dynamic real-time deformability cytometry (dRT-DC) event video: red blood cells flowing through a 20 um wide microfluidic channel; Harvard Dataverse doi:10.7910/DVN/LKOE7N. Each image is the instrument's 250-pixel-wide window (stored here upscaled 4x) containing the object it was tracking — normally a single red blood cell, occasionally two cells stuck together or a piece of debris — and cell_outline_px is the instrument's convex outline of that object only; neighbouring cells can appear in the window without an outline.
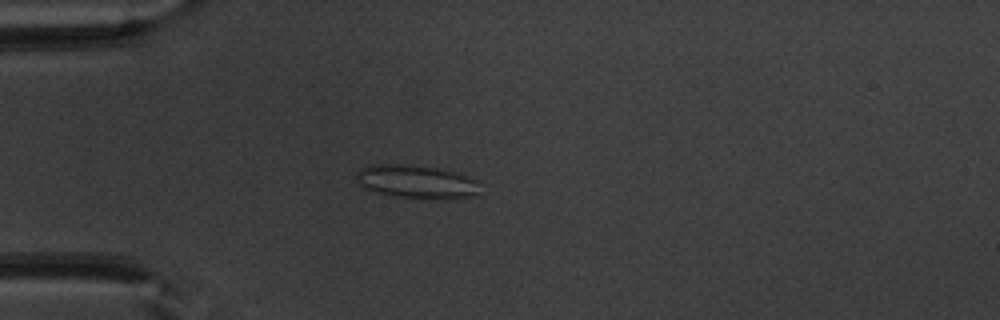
{"species": "common noctule bat (a hibernating species)", "species_latin": "Nyctalus noctula", "temperature_condition": "warm", "stored_images_in_passage": 52, "camera_frame_rate_fps": 3000, "um_per_image_px": 0.085, "animal": {"sex": "male", "body_mass_g": 20.1, "forearm_length_mm": 53.5}, "frame": {"image": 1, "passage_image": 15, "time_ms": 4.667, "image_size_px": [1000, 320], "cell_outline_px": [[480, 180], [476, 196], [448, 200], [436, 200], [396, 196], [376, 192], [360, 184], [356, 180], [356, 172], [360, 168], [368, 164], [412, 164], [436, 168], [452, 172]], "centroid_in_image_um": [35.42, 15.45], "position_along_channel_um": 49.6, "area_um2": 24.39}}
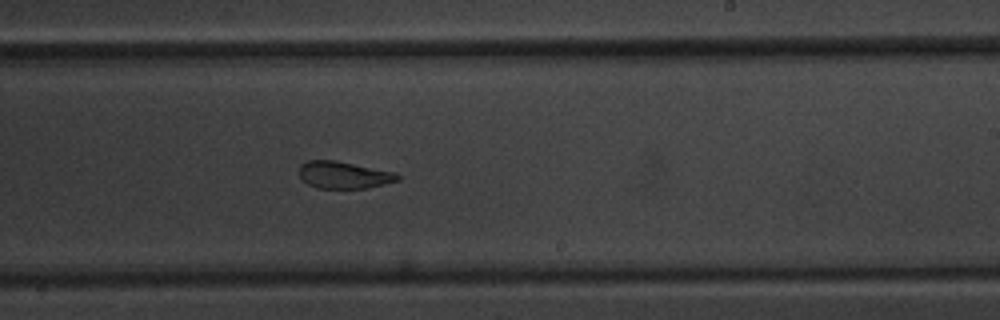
{"frame": {"image": 2, "passage_image": 32, "time_ms": 10.333, "image_size_px": [1000, 320], "cell_outline_px": [[400, 180], [368, 188], [316, 188], [308, 184], [300, 176], [300, 164], [308, 160], [336, 160], [396, 172], [400, 176]], "centroid_in_image_um": [29.25, 14.87], "position_along_channel_um": 259.8, "area_um2": 15.61}}
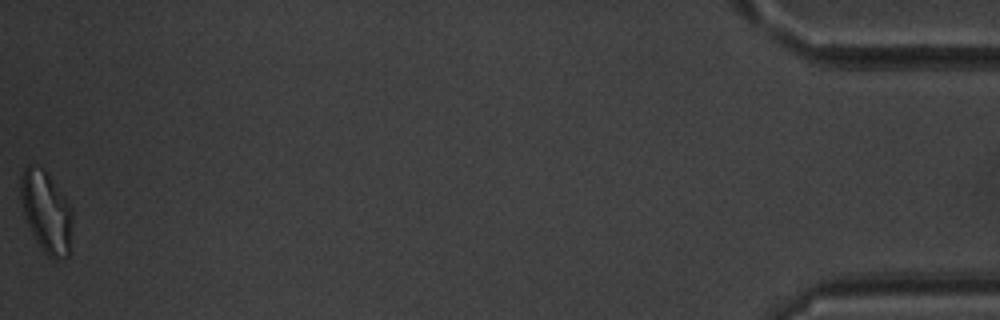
{"frame": {"image": 3, "passage_image": 52, "time_ms": 17.0, "image_size_px": [1000, 320], "cell_outline_px": [[72, 252], [68, 256], [56, 260], [52, 260], [44, 252], [36, 240], [24, 216], [20, 196], [20, 176], [24, 168], [28, 164], [44, 168], [64, 196], [72, 208]], "centroid_in_image_um": [3.96, 18.04], "position_along_channel_um": 431.2, "area_um2": 25.03}, "authors_computed_cell_mechanics": {"area_um2": 19.363, "velocity_mm_per_s": 3.9733, "shape_relaxation_time_tau1_ms": 9.9869, "shape_relaxation_time_tau2_ms": 1.5979, "deformation_change_tau1": 0.2099, "deformation_change_tau2": 0.1029}}